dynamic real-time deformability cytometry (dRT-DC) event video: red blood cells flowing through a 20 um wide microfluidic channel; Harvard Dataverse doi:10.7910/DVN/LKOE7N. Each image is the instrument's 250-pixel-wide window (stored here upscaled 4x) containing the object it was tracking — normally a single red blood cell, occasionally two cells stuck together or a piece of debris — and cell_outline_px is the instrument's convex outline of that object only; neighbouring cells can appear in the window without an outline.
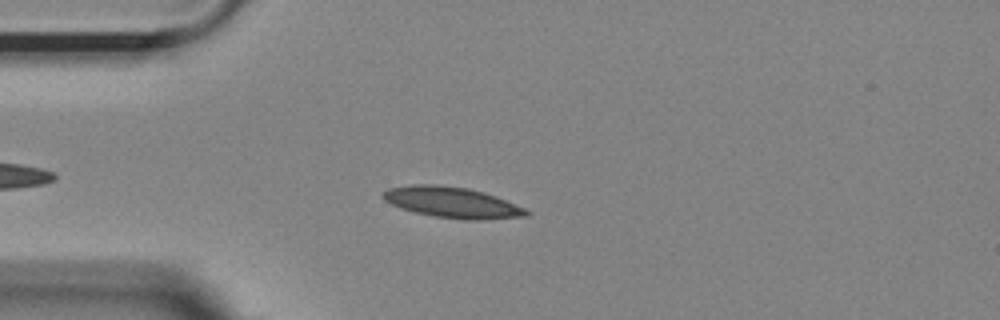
{"species": "Egyptian fruit bat (a non-hibernating species)", "species_latin": "Rousettus aegyptiacus", "temperature_condition": "room temperature", "stored_images_in_passage": 41, "camera_frame_rate_fps": 3000, "um_per_image_px": 0.085, "animal": {"sex": "female"}, "frame": {"image": 1, "passage_image": 8, "time_ms": 2.333, "image_size_px": [1000, 320], "cell_outline_px": [[532, 212], [528, 216], [480, 220], [464, 220], [436, 216], [416, 212], [400, 208], [384, 200], [380, 196], [388, 188], [412, 184], [436, 184], [468, 188], [484, 192], [496, 196], [524, 208]], "centroid_in_image_um": [38.43, 17.2], "position_along_channel_um": 46.6, "area_um2": 25.78}}
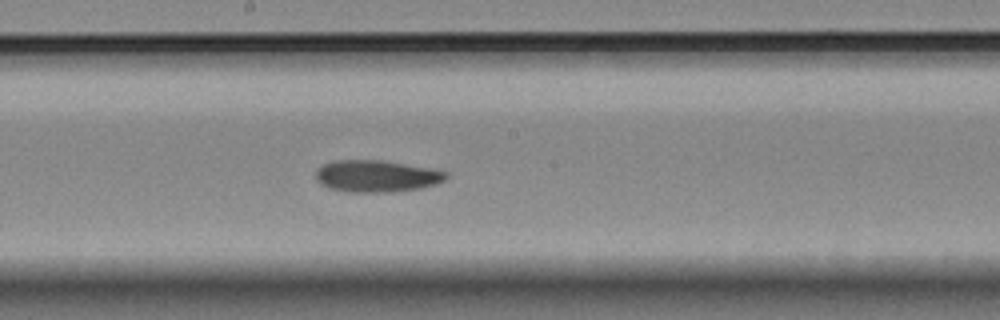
{"frame": {"image": 2, "passage_image": 23, "time_ms": 7.333, "image_size_px": [1000, 320], "cell_outline_px": [[448, 176], [444, 180], [436, 184], [420, 188], [392, 192], [348, 192], [328, 188], [320, 184], [316, 180], [316, 168], [332, 160], [380, 160], [432, 168], [448, 172]], "centroid_in_image_um": [31.98, 14.97], "position_along_channel_um": 216.2, "area_um2": 24.39}}
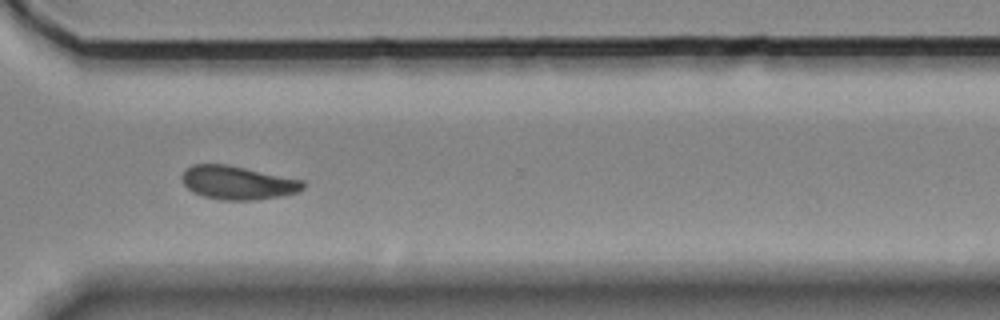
{"frame": {"image": 3, "passage_image": 34, "time_ms": 11.0, "image_size_px": [1000, 320], "cell_outline_px": [[304, 188], [296, 192], [280, 196], [256, 200], [220, 200], [204, 196], [192, 192], [184, 184], [184, 172], [192, 164], [228, 164], [304, 180]], "centroid_in_image_um": [20.23, 15.53], "position_along_channel_um": 350.4, "area_um2": 23.52}, "authors_computed_cell_mechanics": {"area_um2": 23.698, "velocity_mm_per_s": 3.6615, "shape_relaxation_time_tau1_ms": null, "shape_relaxation_time_tau2_ms": 8.4784, "deformation_change_tau1": null, "deformation_change_tau2": 0.1279}}